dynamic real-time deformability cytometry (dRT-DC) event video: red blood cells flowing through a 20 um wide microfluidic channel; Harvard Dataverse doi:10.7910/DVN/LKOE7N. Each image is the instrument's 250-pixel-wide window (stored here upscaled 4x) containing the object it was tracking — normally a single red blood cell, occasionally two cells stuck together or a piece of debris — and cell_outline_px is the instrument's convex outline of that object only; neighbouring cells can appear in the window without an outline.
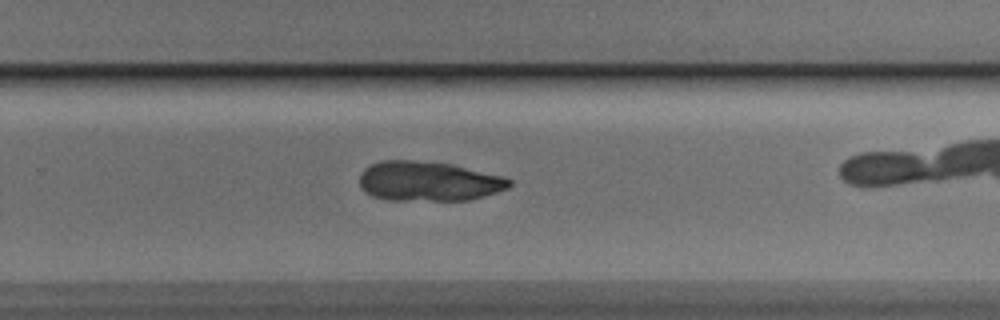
{"species": "Egyptian fruit bat (a non-hibernating species)", "species_latin": "Rousettus aegyptiacus", "temperature_condition": "cold", "stored_images_in_passage": 32, "camera_frame_rate_fps": 3000, "um_per_image_px": 0.085, "animal": {"sex": "male"}, "frame": {"image": 1, "passage_image": 23, "time_ms": 7.333, "image_size_px": [1000, 320], "cell_outline_px": [[512, 184], [508, 188], [484, 196], [468, 200], [388, 200], [372, 196], [364, 192], [360, 188], [360, 172], [364, 168], [380, 160], [412, 160], [452, 164], [504, 176], [512, 180]], "centroid_in_image_um": [36.41, 15.4], "position_along_channel_um": 293.4, "area_um2": 34.91}}
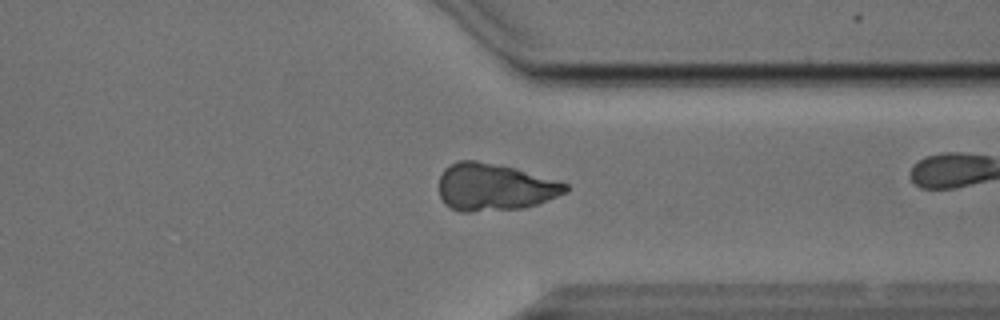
{"frame": {"image": 2, "passage_image": 29, "time_ms": 9.333, "image_size_px": [1000, 320], "cell_outline_px": [[568, 192], [536, 204], [524, 208], [472, 212], [460, 212], [444, 204], [440, 196], [440, 176], [444, 168], [448, 164], [456, 160], [476, 160], [516, 168], [556, 180], [568, 184]], "centroid_in_image_um": [42.0, 15.9], "position_along_channel_um": 369.4, "area_um2": 35.03}}